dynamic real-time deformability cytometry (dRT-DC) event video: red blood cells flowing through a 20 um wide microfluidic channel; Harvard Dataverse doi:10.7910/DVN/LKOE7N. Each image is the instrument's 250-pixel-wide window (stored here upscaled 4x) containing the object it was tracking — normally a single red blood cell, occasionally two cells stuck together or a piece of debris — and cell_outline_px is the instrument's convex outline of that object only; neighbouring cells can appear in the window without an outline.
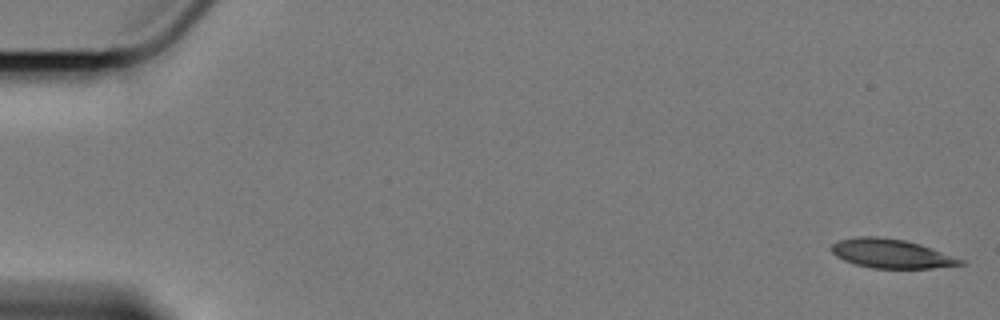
{"species": "Egyptian fruit bat (a non-hibernating species)", "species_latin": "Rousettus aegyptiacus", "temperature_condition": "cold", "stored_images_in_passage": 7, "camera_frame_rate_fps": 3000, "um_per_image_px": 0.085, "animal": {"sex": "female"}, "frame": {"image": 1, "passage_image": 1, "time_ms": 0.0, "image_size_px": [1000, 320], "cell_outline_px": [[964, 264], [932, 268], [872, 268], [856, 264], [844, 260], [836, 256], [832, 252], [832, 244], [840, 240], [860, 236], [876, 236], [904, 240], [920, 244], [964, 260]], "centroid_in_image_um": [75.75, 21.55], "position_along_channel_um": 9.3, "area_um2": 21.5}}